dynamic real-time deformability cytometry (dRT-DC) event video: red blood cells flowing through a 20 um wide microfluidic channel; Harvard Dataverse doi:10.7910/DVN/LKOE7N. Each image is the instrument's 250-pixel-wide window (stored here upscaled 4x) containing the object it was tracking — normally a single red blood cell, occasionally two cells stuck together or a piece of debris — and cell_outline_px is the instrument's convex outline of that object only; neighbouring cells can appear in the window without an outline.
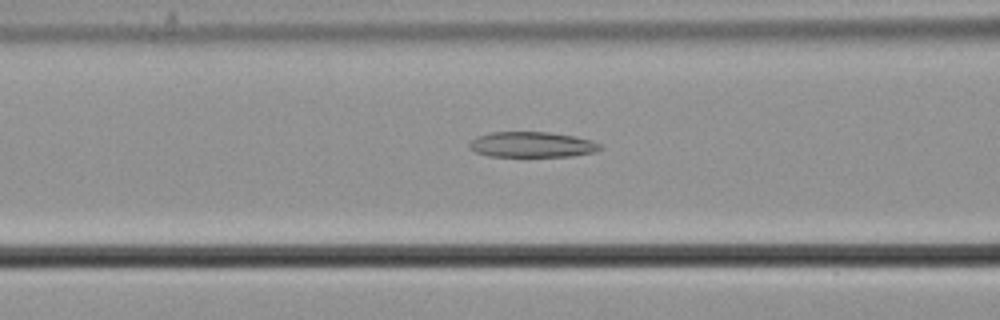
{"species": "common noctule bat (a hibernating species)", "species_latin": "Nyctalus noctula", "temperature_condition": "cold", "stored_images_in_passage": 42, "camera_frame_rate_fps": 3000, "um_per_image_px": 0.085, "animal": {"sex": "male", "body_mass_g": 21.5, "forearm_length_mm": 52.0}, "frame": {"image": 1, "passage_image": 9, "time_ms": 2.667, "image_size_px": [1000, 320], "cell_outline_px": [[600, 148], [596, 152], [572, 156], [488, 156], [476, 152], [468, 148], [468, 144], [476, 136], [492, 132], [548, 132], [572, 136], [592, 140], [600, 144]], "centroid_in_image_um": [45.19, 12.29], "position_along_channel_um": 121.4, "area_um2": 19.36}}
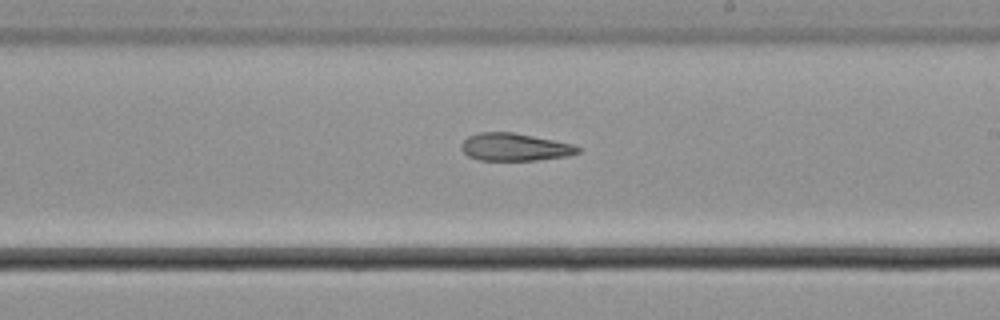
{"frame": {"image": 2, "passage_image": 19, "time_ms": 6.0, "image_size_px": [1000, 320], "cell_outline_px": [[580, 152], [568, 156], [536, 160], [480, 160], [468, 156], [460, 148], [460, 144], [468, 136], [480, 132], [512, 132], [572, 144], [580, 148]], "centroid_in_image_um": [43.72, 12.5], "position_along_channel_um": 245.3, "area_um2": 18.61}}
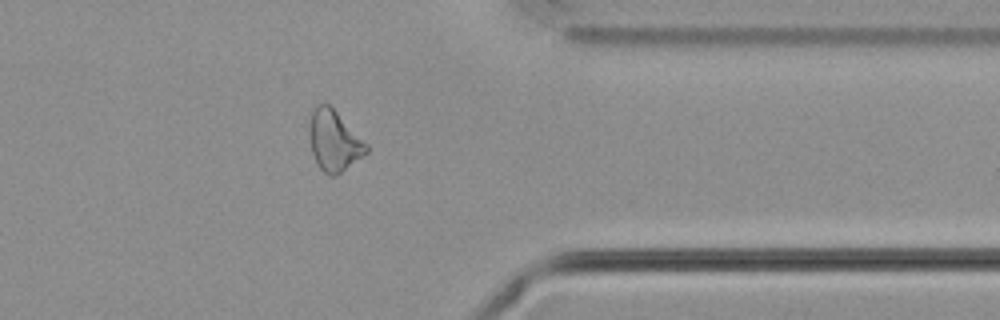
{"frame": {"image": 3, "passage_image": 31, "time_ms": 10.0, "image_size_px": [1000, 320], "cell_outline_px": [[368, 152], [340, 172], [332, 176], [328, 176], [316, 164], [312, 152], [308, 112], [316, 104], [328, 104], [368, 144]], "centroid_in_image_um": [28.36, 11.94], "position_along_channel_um": 383.0, "area_um2": 19.94}}